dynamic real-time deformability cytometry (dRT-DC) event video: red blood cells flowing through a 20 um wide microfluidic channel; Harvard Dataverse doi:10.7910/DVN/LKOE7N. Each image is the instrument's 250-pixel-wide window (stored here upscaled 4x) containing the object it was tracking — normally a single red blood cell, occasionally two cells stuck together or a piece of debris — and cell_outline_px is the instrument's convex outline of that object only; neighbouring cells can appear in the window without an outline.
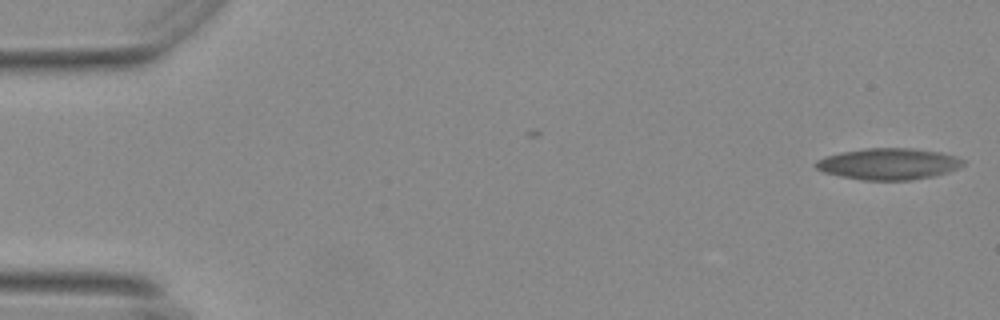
{"species": "Egyptian fruit bat (a non-hibernating species)", "species_latin": "Rousettus aegyptiacus", "temperature_condition": "warm", "stored_images_in_passage": 2, "camera_frame_rate_fps": 3000, "um_per_image_px": 0.085, "animal": {"sex": "female"}, "frame": {"image": 1, "passage_image": 2, "time_ms": 0.333, "image_size_px": [1000, 320], "cell_outline_px": [[964, 164], [948, 172], [936, 176], [912, 180], [860, 180], [840, 176], [824, 172], [816, 168], [812, 164], [816, 160], [824, 156], [840, 152], [864, 148], [912, 148], [940, 152], [964, 160]], "centroid_in_image_um": [75.47, 13.93], "position_along_channel_um": 9.5, "area_um2": 27.11}}